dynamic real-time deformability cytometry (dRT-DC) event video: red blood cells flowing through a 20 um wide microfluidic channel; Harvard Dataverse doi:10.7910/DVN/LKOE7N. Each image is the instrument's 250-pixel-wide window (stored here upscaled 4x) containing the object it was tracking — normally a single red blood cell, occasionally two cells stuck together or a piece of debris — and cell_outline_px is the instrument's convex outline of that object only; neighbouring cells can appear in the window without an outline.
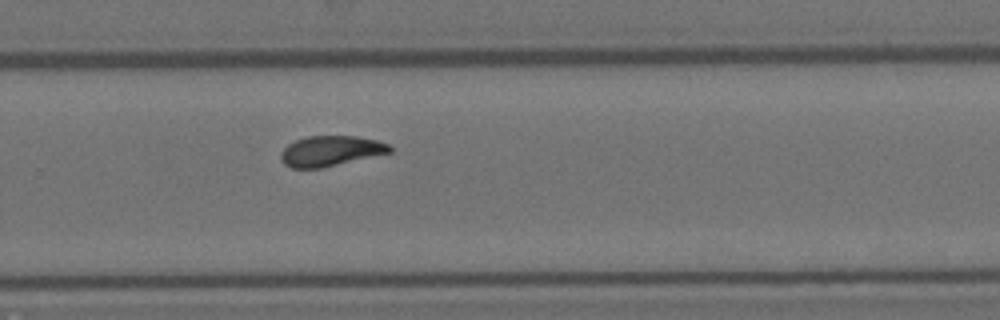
{"species": "Egyptian fruit bat (a non-hibernating species)", "species_latin": "Rousettus aegyptiacus", "temperature_condition": "room temperature", "stored_images_in_passage": 10, "camera_frame_rate_fps": 3000, "um_per_image_px": 0.085, "animal": {"sex": "female"}, "frame": {"image": 1, "passage_image": 10, "time_ms": 3.0, "image_size_px": [1000, 320], "cell_outline_px": [[392, 152], [320, 168], [292, 168], [284, 164], [280, 160], [280, 152], [288, 144], [296, 140], [308, 136], [356, 136], [376, 140], [388, 144], [392, 148]], "centroid_in_image_um": [28.07, 12.83], "position_along_channel_um": 301.7, "area_um2": 19.13}}